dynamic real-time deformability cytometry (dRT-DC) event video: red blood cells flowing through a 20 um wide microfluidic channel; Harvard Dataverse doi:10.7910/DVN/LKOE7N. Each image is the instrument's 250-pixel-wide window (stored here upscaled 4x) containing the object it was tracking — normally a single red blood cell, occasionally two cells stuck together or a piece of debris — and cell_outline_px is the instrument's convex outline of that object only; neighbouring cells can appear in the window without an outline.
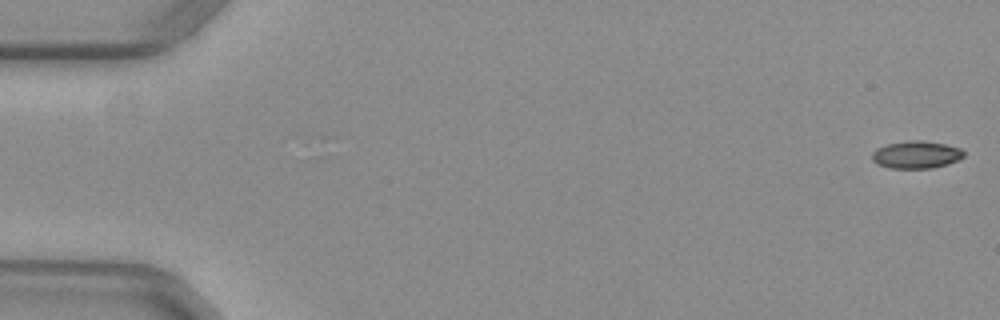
{"species": "common noctule bat (a hibernating species)", "species_latin": "Nyctalus noctula", "temperature_condition": "warm", "stored_images_in_passage": 26, "camera_frame_rate_fps": 3000, "um_per_image_px": 0.085, "animal": {"sex": "female", "body_mass_g": 29.2, "forearm_length_mm": 56.3}, "frame": {"image": 1, "passage_image": 1, "time_ms": 0.0, "image_size_px": [1000, 320], "cell_outline_px": [[964, 156], [948, 164], [932, 168], [888, 168], [876, 164], [872, 160], [872, 152], [876, 148], [888, 144], [912, 140], [920, 140], [944, 144], [960, 148], [964, 152]], "centroid_in_image_um": [77.85, 13.16], "position_along_channel_um": 7.2, "area_um2": 14.62}}
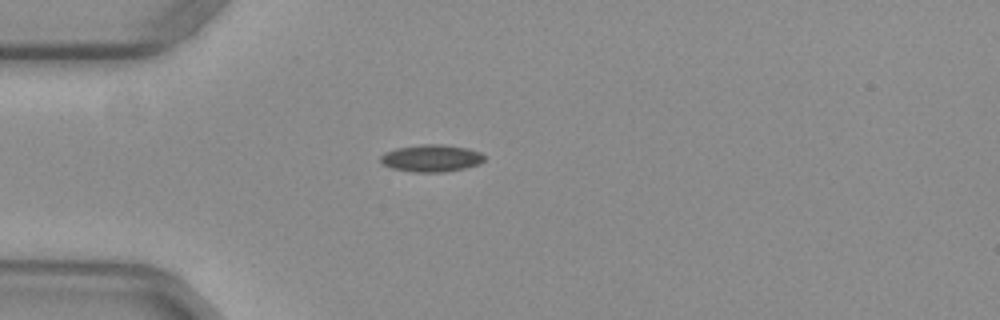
{"frame": {"image": 2, "passage_image": 15, "time_ms": 4.667, "image_size_px": [1000, 320], "cell_outline_px": [[484, 160], [480, 164], [464, 168], [444, 172], [412, 172], [392, 168], [384, 164], [380, 160], [380, 156], [384, 152], [396, 148], [420, 144], [440, 144], [468, 148], [480, 152], [484, 156]], "centroid_in_image_um": [36.66, 13.44], "position_along_channel_um": 48.3, "area_um2": 16.47}}
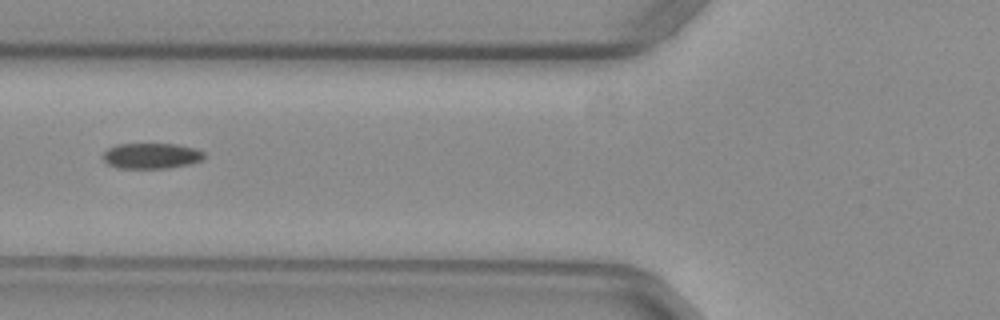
{"frame": {"image": 3, "passage_image": 21, "time_ms": 6.667, "image_size_px": [1000, 320], "cell_outline_px": [[204, 156], [200, 160], [188, 164], [168, 168], [116, 168], [108, 164], [104, 160], [104, 152], [108, 148], [116, 144], [176, 144], [196, 148], [204, 152]], "centroid_in_image_um": [12.85, 13.24], "position_along_channel_um": 113.0, "area_um2": 15.03}}